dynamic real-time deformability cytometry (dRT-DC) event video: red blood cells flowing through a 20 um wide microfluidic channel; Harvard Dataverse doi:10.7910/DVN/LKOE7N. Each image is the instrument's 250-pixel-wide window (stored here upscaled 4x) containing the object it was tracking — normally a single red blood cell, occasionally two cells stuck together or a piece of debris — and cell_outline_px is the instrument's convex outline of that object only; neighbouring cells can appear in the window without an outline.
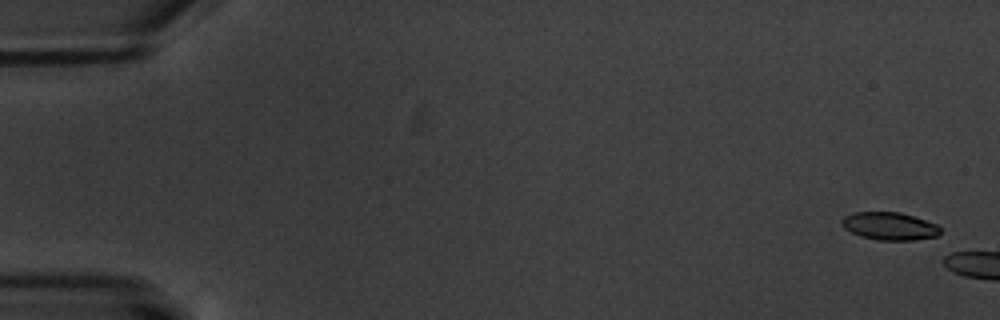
{"species": "common noctule bat (a hibernating species)", "species_latin": "Nyctalus noctula", "temperature_condition": "warm", "stored_images_in_passage": 4, "camera_frame_rate_fps": 3000, "um_per_image_px": 0.085, "animal": {"sex": "male", "body_mass_g": 20.1, "forearm_length_mm": 53.5}, "frame": {"image": 1, "passage_image": 1, "time_ms": 0.0, "image_size_px": [1000, 320], "cell_outline_px": [[940, 232], [936, 236], [916, 240], [876, 240], [860, 236], [844, 228], [840, 224], [840, 220], [844, 216], [852, 212], [900, 212], [936, 224], [940, 228]], "centroid_in_image_um": [75.56, 19.22], "position_along_channel_um": 9.4, "area_um2": 15.95}}